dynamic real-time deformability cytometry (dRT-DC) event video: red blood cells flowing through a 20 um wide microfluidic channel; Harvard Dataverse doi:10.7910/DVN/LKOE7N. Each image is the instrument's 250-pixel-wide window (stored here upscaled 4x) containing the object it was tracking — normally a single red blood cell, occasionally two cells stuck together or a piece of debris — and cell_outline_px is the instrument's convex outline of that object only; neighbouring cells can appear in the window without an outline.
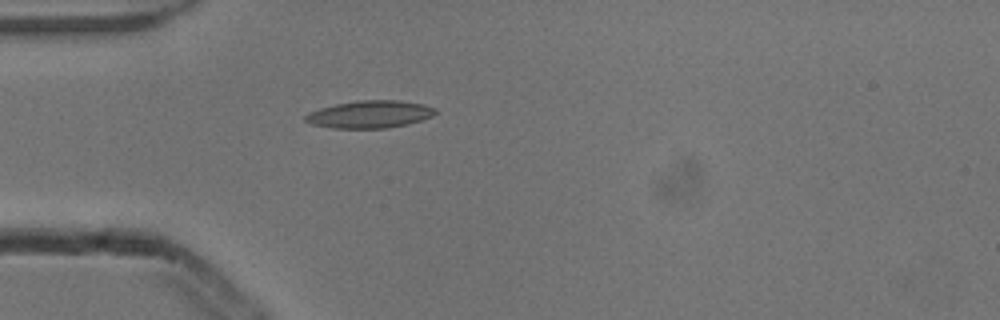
{"species": "common noctule bat (a hibernating species)", "species_latin": "Nyctalus noctula", "temperature_condition": "cold", "stored_images_in_passage": 2, "camera_frame_rate_fps": 3000, "um_per_image_px": 0.085, "animal": {"sex": "male", "body_mass_g": 13.3}, "frame": {"image": 1, "passage_image": 2, "time_ms": 0.333, "image_size_px": [1000, 320], "cell_outline_px": [[436, 112], [432, 116], [408, 124], [388, 128], [332, 128], [312, 124], [304, 120], [304, 116], [308, 112], [320, 108], [336, 104], [356, 100], [400, 100], [424, 104], [436, 108]], "centroid_in_image_um": [31.43, 9.71], "position_along_channel_um": 53.6, "area_um2": 20.87}}